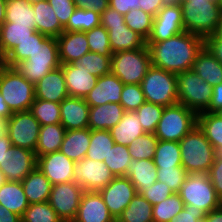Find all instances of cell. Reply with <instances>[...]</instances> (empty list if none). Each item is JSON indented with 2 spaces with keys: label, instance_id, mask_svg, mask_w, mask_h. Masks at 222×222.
I'll return each mask as SVG.
<instances>
[{
  "label": "cell",
  "instance_id": "cell-29",
  "mask_svg": "<svg viewBox=\"0 0 222 222\" xmlns=\"http://www.w3.org/2000/svg\"><path fill=\"white\" fill-rule=\"evenodd\" d=\"M90 145V129L66 130L60 151L74 162L85 158Z\"/></svg>",
  "mask_w": 222,
  "mask_h": 222
},
{
  "label": "cell",
  "instance_id": "cell-70",
  "mask_svg": "<svg viewBox=\"0 0 222 222\" xmlns=\"http://www.w3.org/2000/svg\"><path fill=\"white\" fill-rule=\"evenodd\" d=\"M7 181L8 180L6 179V176L0 170V186L6 183Z\"/></svg>",
  "mask_w": 222,
  "mask_h": 222
},
{
  "label": "cell",
  "instance_id": "cell-14",
  "mask_svg": "<svg viewBox=\"0 0 222 222\" xmlns=\"http://www.w3.org/2000/svg\"><path fill=\"white\" fill-rule=\"evenodd\" d=\"M98 192L115 220L118 219L137 193L130 179L125 176L115 177Z\"/></svg>",
  "mask_w": 222,
  "mask_h": 222
},
{
  "label": "cell",
  "instance_id": "cell-43",
  "mask_svg": "<svg viewBox=\"0 0 222 222\" xmlns=\"http://www.w3.org/2000/svg\"><path fill=\"white\" fill-rule=\"evenodd\" d=\"M132 160L129 154L128 146L114 144L110 149L107 158H104V163L110 171L117 176H125Z\"/></svg>",
  "mask_w": 222,
  "mask_h": 222
},
{
  "label": "cell",
  "instance_id": "cell-4",
  "mask_svg": "<svg viewBox=\"0 0 222 222\" xmlns=\"http://www.w3.org/2000/svg\"><path fill=\"white\" fill-rule=\"evenodd\" d=\"M59 67L61 62L57 38L48 36L26 60L15 66L19 73L34 85L47 73Z\"/></svg>",
  "mask_w": 222,
  "mask_h": 222
},
{
  "label": "cell",
  "instance_id": "cell-52",
  "mask_svg": "<svg viewBox=\"0 0 222 222\" xmlns=\"http://www.w3.org/2000/svg\"><path fill=\"white\" fill-rule=\"evenodd\" d=\"M187 175L183 166L157 168V181L166 183L174 193H179Z\"/></svg>",
  "mask_w": 222,
  "mask_h": 222
},
{
  "label": "cell",
  "instance_id": "cell-72",
  "mask_svg": "<svg viewBox=\"0 0 222 222\" xmlns=\"http://www.w3.org/2000/svg\"><path fill=\"white\" fill-rule=\"evenodd\" d=\"M4 130V123L0 122V133Z\"/></svg>",
  "mask_w": 222,
  "mask_h": 222
},
{
  "label": "cell",
  "instance_id": "cell-75",
  "mask_svg": "<svg viewBox=\"0 0 222 222\" xmlns=\"http://www.w3.org/2000/svg\"><path fill=\"white\" fill-rule=\"evenodd\" d=\"M197 222H206V221H205V218H203L201 220H198Z\"/></svg>",
  "mask_w": 222,
  "mask_h": 222
},
{
  "label": "cell",
  "instance_id": "cell-61",
  "mask_svg": "<svg viewBox=\"0 0 222 222\" xmlns=\"http://www.w3.org/2000/svg\"><path fill=\"white\" fill-rule=\"evenodd\" d=\"M222 108V83L212 87L209 107L204 112L215 113Z\"/></svg>",
  "mask_w": 222,
  "mask_h": 222
},
{
  "label": "cell",
  "instance_id": "cell-5",
  "mask_svg": "<svg viewBox=\"0 0 222 222\" xmlns=\"http://www.w3.org/2000/svg\"><path fill=\"white\" fill-rule=\"evenodd\" d=\"M0 93L13 113L28 111L35 100V85L15 67L3 65L0 69Z\"/></svg>",
  "mask_w": 222,
  "mask_h": 222
},
{
  "label": "cell",
  "instance_id": "cell-35",
  "mask_svg": "<svg viewBox=\"0 0 222 222\" xmlns=\"http://www.w3.org/2000/svg\"><path fill=\"white\" fill-rule=\"evenodd\" d=\"M197 126L204 133L217 153H222V117L216 113L197 114Z\"/></svg>",
  "mask_w": 222,
  "mask_h": 222
},
{
  "label": "cell",
  "instance_id": "cell-23",
  "mask_svg": "<svg viewBox=\"0 0 222 222\" xmlns=\"http://www.w3.org/2000/svg\"><path fill=\"white\" fill-rule=\"evenodd\" d=\"M65 76L61 67L47 73L35 84V98L60 103L68 97Z\"/></svg>",
  "mask_w": 222,
  "mask_h": 222
},
{
  "label": "cell",
  "instance_id": "cell-55",
  "mask_svg": "<svg viewBox=\"0 0 222 222\" xmlns=\"http://www.w3.org/2000/svg\"><path fill=\"white\" fill-rule=\"evenodd\" d=\"M207 175L211 180L217 196L222 200V153H217Z\"/></svg>",
  "mask_w": 222,
  "mask_h": 222
},
{
  "label": "cell",
  "instance_id": "cell-71",
  "mask_svg": "<svg viewBox=\"0 0 222 222\" xmlns=\"http://www.w3.org/2000/svg\"><path fill=\"white\" fill-rule=\"evenodd\" d=\"M217 115H219L220 117H222V108L219 109L218 111L215 112Z\"/></svg>",
  "mask_w": 222,
  "mask_h": 222
},
{
  "label": "cell",
  "instance_id": "cell-27",
  "mask_svg": "<svg viewBox=\"0 0 222 222\" xmlns=\"http://www.w3.org/2000/svg\"><path fill=\"white\" fill-rule=\"evenodd\" d=\"M21 183L29 204L42 203L49 200L52 184L37 166Z\"/></svg>",
  "mask_w": 222,
  "mask_h": 222
},
{
  "label": "cell",
  "instance_id": "cell-39",
  "mask_svg": "<svg viewBox=\"0 0 222 222\" xmlns=\"http://www.w3.org/2000/svg\"><path fill=\"white\" fill-rule=\"evenodd\" d=\"M5 22L14 25H35L32 3L28 0H6Z\"/></svg>",
  "mask_w": 222,
  "mask_h": 222
},
{
  "label": "cell",
  "instance_id": "cell-26",
  "mask_svg": "<svg viewBox=\"0 0 222 222\" xmlns=\"http://www.w3.org/2000/svg\"><path fill=\"white\" fill-rule=\"evenodd\" d=\"M109 131L115 144L124 146H129L138 137L146 133L136 111H126L119 123Z\"/></svg>",
  "mask_w": 222,
  "mask_h": 222
},
{
  "label": "cell",
  "instance_id": "cell-6",
  "mask_svg": "<svg viewBox=\"0 0 222 222\" xmlns=\"http://www.w3.org/2000/svg\"><path fill=\"white\" fill-rule=\"evenodd\" d=\"M152 66L147 45L134 50L119 51L111 56V73L123 84H141Z\"/></svg>",
  "mask_w": 222,
  "mask_h": 222
},
{
  "label": "cell",
  "instance_id": "cell-48",
  "mask_svg": "<svg viewBox=\"0 0 222 222\" xmlns=\"http://www.w3.org/2000/svg\"><path fill=\"white\" fill-rule=\"evenodd\" d=\"M164 106L145 101L137 110L139 121L146 133H155Z\"/></svg>",
  "mask_w": 222,
  "mask_h": 222
},
{
  "label": "cell",
  "instance_id": "cell-69",
  "mask_svg": "<svg viewBox=\"0 0 222 222\" xmlns=\"http://www.w3.org/2000/svg\"><path fill=\"white\" fill-rule=\"evenodd\" d=\"M163 6H174V5H180L182 0H162Z\"/></svg>",
  "mask_w": 222,
  "mask_h": 222
},
{
  "label": "cell",
  "instance_id": "cell-20",
  "mask_svg": "<svg viewBox=\"0 0 222 222\" xmlns=\"http://www.w3.org/2000/svg\"><path fill=\"white\" fill-rule=\"evenodd\" d=\"M123 87V82L113 73H109L97 79L95 87L84 100L89 106L120 103Z\"/></svg>",
  "mask_w": 222,
  "mask_h": 222
},
{
  "label": "cell",
  "instance_id": "cell-45",
  "mask_svg": "<svg viewBox=\"0 0 222 222\" xmlns=\"http://www.w3.org/2000/svg\"><path fill=\"white\" fill-rule=\"evenodd\" d=\"M126 25L139 34L145 41L150 36L154 16L144 12L142 9H132L124 15Z\"/></svg>",
  "mask_w": 222,
  "mask_h": 222
},
{
  "label": "cell",
  "instance_id": "cell-36",
  "mask_svg": "<svg viewBox=\"0 0 222 222\" xmlns=\"http://www.w3.org/2000/svg\"><path fill=\"white\" fill-rule=\"evenodd\" d=\"M153 205L136 193L116 222H153Z\"/></svg>",
  "mask_w": 222,
  "mask_h": 222
},
{
  "label": "cell",
  "instance_id": "cell-67",
  "mask_svg": "<svg viewBox=\"0 0 222 222\" xmlns=\"http://www.w3.org/2000/svg\"><path fill=\"white\" fill-rule=\"evenodd\" d=\"M6 0H0V27L5 22Z\"/></svg>",
  "mask_w": 222,
  "mask_h": 222
},
{
  "label": "cell",
  "instance_id": "cell-68",
  "mask_svg": "<svg viewBox=\"0 0 222 222\" xmlns=\"http://www.w3.org/2000/svg\"><path fill=\"white\" fill-rule=\"evenodd\" d=\"M214 35H215L216 37L222 39V15H221L220 21L218 22L217 29H216V31L214 32Z\"/></svg>",
  "mask_w": 222,
  "mask_h": 222
},
{
  "label": "cell",
  "instance_id": "cell-58",
  "mask_svg": "<svg viewBox=\"0 0 222 222\" xmlns=\"http://www.w3.org/2000/svg\"><path fill=\"white\" fill-rule=\"evenodd\" d=\"M204 47L216 58L222 65V39L214 34L204 38Z\"/></svg>",
  "mask_w": 222,
  "mask_h": 222
},
{
  "label": "cell",
  "instance_id": "cell-62",
  "mask_svg": "<svg viewBox=\"0 0 222 222\" xmlns=\"http://www.w3.org/2000/svg\"><path fill=\"white\" fill-rule=\"evenodd\" d=\"M140 9L149 13L152 16H156L158 11L163 7L162 0H140Z\"/></svg>",
  "mask_w": 222,
  "mask_h": 222
},
{
  "label": "cell",
  "instance_id": "cell-51",
  "mask_svg": "<svg viewBox=\"0 0 222 222\" xmlns=\"http://www.w3.org/2000/svg\"><path fill=\"white\" fill-rule=\"evenodd\" d=\"M120 97L125 111H136L146 101L141 84H124Z\"/></svg>",
  "mask_w": 222,
  "mask_h": 222
},
{
  "label": "cell",
  "instance_id": "cell-1",
  "mask_svg": "<svg viewBox=\"0 0 222 222\" xmlns=\"http://www.w3.org/2000/svg\"><path fill=\"white\" fill-rule=\"evenodd\" d=\"M152 66L175 74L192 70L204 38L184 31L161 42H146Z\"/></svg>",
  "mask_w": 222,
  "mask_h": 222
},
{
  "label": "cell",
  "instance_id": "cell-3",
  "mask_svg": "<svg viewBox=\"0 0 222 222\" xmlns=\"http://www.w3.org/2000/svg\"><path fill=\"white\" fill-rule=\"evenodd\" d=\"M179 144L185 171L188 174H207L217 152L199 127L196 125Z\"/></svg>",
  "mask_w": 222,
  "mask_h": 222
},
{
  "label": "cell",
  "instance_id": "cell-28",
  "mask_svg": "<svg viewBox=\"0 0 222 222\" xmlns=\"http://www.w3.org/2000/svg\"><path fill=\"white\" fill-rule=\"evenodd\" d=\"M109 34L112 53L142 48L146 41L125 25L103 26Z\"/></svg>",
  "mask_w": 222,
  "mask_h": 222
},
{
  "label": "cell",
  "instance_id": "cell-63",
  "mask_svg": "<svg viewBox=\"0 0 222 222\" xmlns=\"http://www.w3.org/2000/svg\"><path fill=\"white\" fill-rule=\"evenodd\" d=\"M11 146V140L3 130L0 133V164L4 163L8 154V149H10Z\"/></svg>",
  "mask_w": 222,
  "mask_h": 222
},
{
  "label": "cell",
  "instance_id": "cell-24",
  "mask_svg": "<svg viewBox=\"0 0 222 222\" xmlns=\"http://www.w3.org/2000/svg\"><path fill=\"white\" fill-rule=\"evenodd\" d=\"M120 103L90 106L88 128L90 130H110L125 114Z\"/></svg>",
  "mask_w": 222,
  "mask_h": 222
},
{
  "label": "cell",
  "instance_id": "cell-31",
  "mask_svg": "<svg viewBox=\"0 0 222 222\" xmlns=\"http://www.w3.org/2000/svg\"><path fill=\"white\" fill-rule=\"evenodd\" d=\"M35 31V25H14V23L4 22L0 27V60L19 43L30 38Z\"/></svg>",
  "mask_w": 222,
  "mask_h": 222
},
{
  "label": "cell",
  "instance_id": "cell-7",
  "mask_svg": "<svg viewBox=\"0 0 222 222\" xmlns=\"http://www.w3.org/2000/svg\"><path fill=\"white\" fill-rule=\"evenodd\" d=\"M141 87L147 102L164 107L178 103L175 73L151 66L141 82Z\"/></svg>",
  "mask_w": 222,
  "mask_h": 222
},
{
  "label": "cell",
  "instance_id": "cell-11",
  "mask_svg": "<svg viewBox=\"0 0 222 222\" xmlns=\"http://www.w3.org/2000/svg\"><path fill=\"white\" fill-rule=\"evenodd\" d=\"M40 123L28 111L14 112L12 116L4 122V131L11 140L12 145L25 148L35 152Z\"/></svg>",
  "mask_w": 222,
  "mask_h": 222
},
{
  "label": "cell",
  "instance_id": "cell-22",
  "mask_svg": "<svg viewBox=\"0 0 222 222\" xmlns=\"http://www.w3.org/2000/svg\"><path fill=\"white\" fill-rule=\"evenodd\" d=\"M57 42L61 64H70L90 52L85 32L63 31Z\"/></svg>",
  "mask_w": 222,
  "mask_h": 222
},
{
  "label": "cell",
  "instance_id": "cell-57",
  "mask_svg": "<svg viewBox=\"0 0 222 222\" xmlns=\"http://www.w3.org/2000/svg\"><path fill=\"white\" fill-rule=\"evenodd\" d=\"M100 22L101 26H116L126 24L124 15L111 7H108L100 14Z\"/></svg>",
  "mask_w": 222,
  "mask_h": 222
},
{
  "label": "cell",
  "instance_id": "cell-38",
  "mask_svg": "<svg viewBox=\"0 0 222 222\" xmlns=\"http://www.w3.org/2000/svg\"><path fill=\"white\" fill-rule=\"evenodd\" d=\"M46 37V35L35 31L30 35V38L19 43L2 59L3 64L8 67H15L21 61L26 60Z\"/></svg>",
  "mask_w": 222,
  "mask_h": 222
},
{
  "label": "cell",
  "instance_id": "cell-56",
  "mask_svg": "<svg viewBox=\"0 0 222 222\" xmlns=\"http://www.w3.org/2000/svg\"><path fill=\"white\" fill-rule=\"evenodd\" d=\"M206 213L194 205H184V209L174 216L169 222H197L205 218Z\"/></svg>",
  "mask_w": 222,
  "mask_h": 222
},
{
  "label": "cell",
  "instance_id": "cell-49",
  "mask_svg": "<svg viewBox=\"0 0 222 222\" xmlns=\"http://www.w3.org/2000/svg\"><path fill=\"white\" fill-rule=\"evenodd\" d=\"M77 61L86 67L92 75L98 78L111 73V56H104L95 52H89L84 54Z\"/></svg>",
  "mask_w": 222,
  "mask_h": 222
},
{
  "label": "cell",
  "instance_id": "cell-2",
  "mask_svg": "<svg viewBox=\"0 0 222 222\" xmlns=\"http://www.w3.org/2000/svg\"><path fill=\"white\" fill-rule=\"evenodd\" d=\"M184 30L205 38L214 34L222 11L218 0H182Z\"/></svg>",
  "mask_w": 222,
  "mask_h": 222
},
{
  "label": "cell",
  "instance_id": "cell-18",
  "mask_svg": "<svg viewBox=\"0 0 222 222\" xmlns=\"http://www.w3.org/2000/svg\"><path fill=\"white\" fill-rule=\"evenodd\" d=\"M61 68L69 96L84 98L95 87L98 77L92 75L79 61L61 64Z\"/></svg>",
  "mask_w": 222,
  "mask_h": 222
},
{
  "label": "cell",
  "instance_id": "cell-60",
  "mask_svg": "<svg viewBox=\"0 0 222 222\" xmlns=\"http://www.w3.org/2000/svg\"><path fill=\"white\" fill-rule=\"evenodd\" d=\"M109 7L125 15L132 9H140V0H108Z\"/></svg>",
  "mask_w": 222,
  "mask_h": 222
},
{
  "label": "cell",
  "instance_id": "cell-32",
  "mask_svg": "<svg viewBox=\"0 0 222 222\" xmlns=\"http://www.w3.org/2000/svg\"><path fill=\"white\" fill-rule=\"evenodd\" d=\"M192 70L212 87L222 83V65L205 47L197 54Z\"/></svg>",
  "mask_w": 222,
  "mask_h": 222
},
{
  "label": "cell",
  "instance_id": "cell-76",
  "mask_svg": "<svg viewBox=\"0 0 222 222\" xmlns=\"http://www.w3.org/2000/svg\"><path fill=\"white\" fill-rule=\"evenodd\" d=\"M3 65H4V64H3L2 60H0V69H1V67H2Z\"/></svg>",
  "mask_w": 222,
  "mask_h": 222
},
{
  "label": "cell",
  "instance_id": "cell-74",
  "mask_svg": "<svg viewBox=\"0 0 222 222\" xmlns=\"http://www.w3.org/2000/svg\"><path fill=\"white\" fill-rule=\"evenodd\" d=\"M40 0H28L29 3H35V2H38Z\"/></svg>",
  "mask_w": 222,
  "mask_h": 222
},
{
  "label": "cell",
  "instance_id": "cell-10",
  "mask_svg": "<svg viewBox=\"0 0 222 222\" xmlns=\"http://www.w3.org/2000/svg\"><path fill=\"white\" fill-rule=\"evenodd\" d=\"M179 194L184 204L194 205L206 214L222 205L207 174H188Z\"/></svg>",
  "mask_w": 222,
  "mask_h": 222
},
{
  "label": "cell",
  "instance_id": "cell-66",
  "mask_svg": "<svg viewBox=\"0 0 222 222\" xmlns=\"http://www.w3.org/2000/svg\"><path fill=\"white\" fill-rule=\"evenodd\" d=\"M206 222H222V205L205 215Z\"/></svg>",
  "mask_w": 222,
  "mask_h": 222
},
{
  "label": "cell",
  "instance_id": "cell-25",
  "mask_svg": "<svg viewBox=\"0 0 222 222\" xmlns=\"http://www.w3.org/2000/svg\"><path fill=\"white\" fill-rule=\"evenodd\" d=\"M32 8L35 14L36 31L48 37L56 38L64 31V27L47 0L32 3Z\"/></svg>",
  "mask_w": 222,
  "mask_h": 222
},
{
  "label": "cell",
  "instance_id": "cell-41",
  "mask_svg": "<svg viewBox=\"0 0 222 222\" xmlns=\"http://www.w3.org/2000/svg\"><path fill=\"white\" fill-rule=\"evenodd\" d=\"M100 14L91 9L76 8L70 16L64 31L86 32L100 26Z\"/></svg>",
  "mask_w": 222,
  "mask_h": 222
},
{
  "label": "cell",
  "instance_id": "cell-50",
  "mask_svg": "<svg viewBox=\"0 0 222 222\" xmlns=\"http://www.w3.org/2000/svg\"><path fill=\"white\" fill-rule=\"evenodd\" d=\"M89 51L104 56H112L108 31L103 26H98L86 31Z\"/></svg>",
  "mask_w": 222,
  "mask_h": 222
},
{
  "label": "cell",
  "instance_id": "cell-21",
  "mask_svg": "<svg viewBox=\"0 0 222 222\" xmlns=\"http://www.w3.org/2000/svg\"><path fill=\"white\" fill-rule=\"evenodd\" d=\"M89 111L84 98L68 96L60 102V123L66 130L88 128Z\"/></svg>",
  "mask_w": 222,
  "mask_h": 222
},
{
  "label": "cell",
  "instance_id": "cell-12",
  "mask_svg": "<svg viewBox=\"0 0 222 222\" xmlns=\"http://www.w3.org/2000/svg\"><path fill=\"white\" fill-rule=\"evenodd\" d=\"M83 192V188L74 181L55 184L52 185L48 202L63 222H72L76 218Z\"/></svg>",
  "mask_w": 222,
  "mask_h": 222
},
{
  "label": "cell",
  "instance_id": "cell-13",
  "mask_svg": "<svg viewBox=\"0 0 222 222\" xmlns=\"http://www.w3.org/2000/svg\"><path fill=\"white\" fill-rule=\"evenodd\" d=\"M115 175L102 161L82 158L75 162L74 182L84 191H100L106 187Z\"/></svg>",
  "mask_w": 222,
  "mask_h": 222
},
{
  "label": "cell",
  "instance_id": "cell-15",
  "mask_svg": "<svg viewBox=\"0 0 222 222\" xmlns=\"http://www.w3.org/2000/svg\"><path fill=\"white\" fill-rule=\"evenodd\" d=\"M184 31L181 5L163 6L154 17L146 42H161Z\"/></svg>",
  "mask_w": 222,
  "mask_h": 222
},
{
  "label": "cell",
  "instance_id": "cell-59",
  "mask_svg": "<svg viewBox=\"0 0 222 222\" xmlns=\"http://www.w3.org/2000/svg\"><path fill=\"white\" fill-rule=\"evenodd\" d=\"M73 3L76 8L91 9L99 14L109 7L108 0H73Z\"/></svg>",
  "mask_w": 222,
  "mask_h": 222
},
{
  "label": "cell",
  "instance_id": "cell-8",
  "mask_svg": "<svg viewBox=\"0 0 222 222\" xmlns=\"http://www.w3.org/2000/svg\"><path fill=\"white\" fill-rule=\"evenodd\" d=\"M197 125V114L183 104L164 107L155 136L163 141L179 142Z\"/></svg>",
  "mask_w": 222,
  "mask_h": 222
},
{
  "label": "cell",
  "instance_id": "cell-40",
  "mask_svg": "<svg viewBox=\"0 0 222 222\" xmlns=\"http://www.w3.org/2000/svg\"><path fill=\"white\" fill-rule=\"evenodd\" d=\"M114 144L109 130H90V145L85 157L103 162Z\"/></svg>",
  "mask_w": 222,
  "mask_h": 222
},
{
  "label": "cell",
  "instance_id": "cell-42",
  "mask_svg": "<svg viewBox=\"0 0 222 222\" xmlns=\"http://www.w3.org/2000/svg\"><path fill=\"white\" fill-rule=\"evenodd\" d=\"M29 111L41 126L60 123V103L35 98Z\"/></svg>",
  "mask_w": 222,
  "mask_h": 222
},
{
  "label": "cell",
  "instance_id": "cell-47",
  "mask_svg": "<svg viewBox=\"0 0 222 222\" xmlns=\"http://www.w3.org/2000/svg\"><path fill=\"white\" fill-rule=\"evenodd\" d=\"M21 222H63L49 202L29 204L21 216Z\"/></svg>",
  "mask_w": 222,
  "mask_h": 222
},
{
  "label": "cell",
  "instance_id": "cell-73",
  "mask_svg": "<svg viewBox=\"0 0 222 222\" xmlns=\"http://www.w3.org/2000/svg\"><path fill=\"white\" fill-rule=\"evenodd\" d=\"M218 5H219V7L221 8V11H222V0H218Z\"/></svg>",
  "mask_w": 222,
  "mask_h": 222
},
{
  "label": "cell",
  "instance_id": "cell-30",
  "mask_svg": "<svg viewBox=\"0 0 222 222\" xmlns=\"http://www.w3.org/2000/svg\"><path fill=\"white\" fill-rule=\"evenodd\" d=\"M129 164L126 177L130 179L137 193L157 181V167L153 159H132Z\"/></svg>",
  "mask_w": 222,
  "mask_h": 222
},
{
  "label": "cell",
  "instance_id": "cell-33",
  "mask_svg": "<svg viewBox=\"0 0 222 222\" xmlns=\"http://www.w3.org/2000/svg\"><path fill=\"white\" fill-rule=\"evenodd\" d=\"M0 204L21 217L29 207L22 183L18 181H7L1 185Z\"/></svg>",
  "mask_w": 222,
  "mask_h": 222
},
{
  "label": "cell",
  "instance_id": "cell-44",
  "mask_svg": "<svg viewBox=\"0 0 222 222\" xmlns=\"http://www.w3.org/2000/svg\"><path fill=\"white\" fill-rule=\"evenodd\" d=\"M183 200L179 193H173L167 199L153 206V222H169L184 209Z\"/></svg>",
  "mask_w": 222,
  "mask_h": 222
},
{
  "label": "cell",
  "instance_id": "cell-54",
  "mask_svg": "<svg viewBox=\"0 0 222 222\" xmlns=\"http://www.w3.org/2000/svg\"><path fill=\"white\" fill-rule=\"evenodd\" d=\"M52 6L56 16L58 17L61 25L65 27L69 21L70 16L76 9L73 0H47Z\"/></svg>",
  "mask_w": 222,
  "mask_h": 222
},
{
  "label": "cell",
  "instance_id": "cell-17",
  "mask_svg": "<svg viewBox=\"0 0 222 222\" xmlns=\"http://www.w3.org/2000/svg\"><path fill=\"white\" fill-rule=\"evenodd\" d=\"M36 166L35 152L12 145L0 170L8 181L21 182Z\"/></svg>",
  "mask_w": 222,
  "mask_h": 222
},
{
  "label": "cell",
  "instance_id": "cell-65",
  "mask_svg": "<svg viewBox=\"0 0 222 222\" xmlns=\"http://www.w3.org/2000/svg\"><path fill=\"white\" fill-rule=\"evenodd\" d=\"M13 112L10 110L8 104L4 101V97L0 93V121L3 123L6 122Z\"/></svg>",
  "mask_w": 222,
  "mask_h": 222
},
{
  "label": "cell",
  "instance_id": "cell-9",
  "mask_svg": "<svg viewBox=\"0 0 222 222\" xmlns=\"http://www.w3.org/2000/svg\"><path fill=\"white\" fill-rule=\"evenodd\" d=\"M179 104L196 114L204 112L210 104L212 86L193 70L176 74Z\"/></svg>",
  "mask_w": 222,
  "mask_h": 222
},
{
  "label": "cell",
  "instance_id": "cell-37",
  "mask_svg": "<svg viewBox=\"0 0 222 222\" xmlns=\"http://www.w3.org/2000/svg\"><path fill=\"white\" fill-rule=\"evenodd\" d=\"M153 161L157 168L182 166L179 142L159 140Z\"/></svg>",
  "mask_w": 222,
  "mask_h": 222
},
{
  "label": "cell",
  "instance_id": "cell-16",
  "mask_svg": "<svg viewBox=\"0 0 222 222\" xmlns=\"http://www.w3.org/2000/svg\"><path fill=\"white\" fill-rule=\"evenodd\" d=\"M37 167L52 185L74 181L75 162L60 150L37 157Z\"/></svg>",
  "mask_w": 222,
  "mask_h": 222
},
{
  "label": "cell",
  "instance_id": "cell-53",
  "mask_svg": "<svg viewBox=\"0 0 222 222\" xmlns=\"http://www.w3.org/2000/svg\"><path fill=\"white\" fill-rule=\"evenodd\" d=\"M153 206L167 199L174 192L161 181H156L152 186L143 188L139 192Z\"/></svg>",
  "mask_w": 222,
  "mask_h": 222
},
{
  "label": "cell",
  "instance_id": "cell-64",
  "mask_svg": "<svg viewBox=\"0 0 222 222\" xmlns=\"http://www.w3.org/2000/svg\"><path fill=\"white\" fill-rule=\"evenodd\" d=\"M0 222H21V217L0 204Z\"/></svg>",
  "mask_w": 222,
  "mask_h": 222
},
{
  "label": "cell",
  "instance_id": "cell-19",
  "mask_svg": "<svg viewBox=\"0 0 222 222\" xmlns=\"http://www.w3.org/2000/svg\"><path fill=\"white\" fill-rule=\"evenodd\" d=\"M72 222H116L98 191H84Z\"/></svg>",
  "mask_w": 222,
  "mask_h": 222
},
{
  "label": "cell",
  "instance_id": "cell-46",
  "mask_svg": "<svg viewBox=\"0 0 222 222\" xmlns=\"http://www.w3.org/2000/svg\"><path fill=\"white\" fill-rule=\"evenodd\" d=\"M159 139L154 133H145L138 137L129 146V154L132 159H154L155 150Z\"/></svg>",
  "mask_w": 222,
  "mask_h": 222
},
{
  "label": "cell",
  "instance_id": "cell-34",
  "mask_svg": "<svg viewBox=\"0 0 222 222\" xmlns=\"http://www.w3.org/2000/svg\"><path fill=\"white\" fill-rule=\"evenodd\" d=\"M65 132L66 129L61 123L41 126L35 150L36 158L59 151Z\"/></svg>",
  "mask_w": 222,
  "mask_h": 222
}]
</instances>
